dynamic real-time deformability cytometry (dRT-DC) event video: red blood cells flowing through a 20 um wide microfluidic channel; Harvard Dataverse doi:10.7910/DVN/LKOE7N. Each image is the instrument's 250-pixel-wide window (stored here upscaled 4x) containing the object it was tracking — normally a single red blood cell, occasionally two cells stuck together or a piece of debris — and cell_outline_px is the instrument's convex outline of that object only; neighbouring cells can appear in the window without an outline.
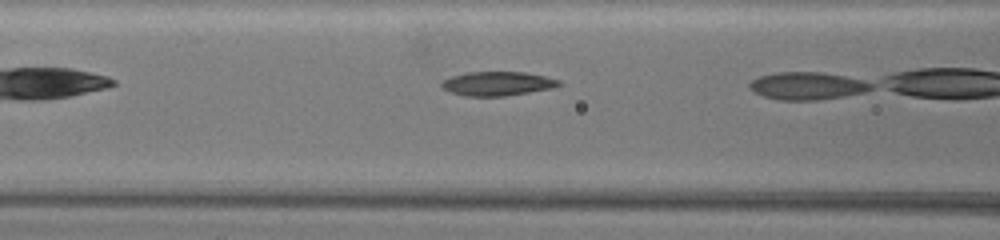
{"species": "common noctule bat (a hibernating species)", "species_latin": "Nyctalus noctula", "temperature_condition": "warm", "stored_images_in_passage": 9, "camera_frame_rate_fps": 3000, "um_per_image_px": 0.085, "animal": {"sex": "female", "body_mass_g": 19.5, "forearm_length_mm": 54.1}, "frame": {"image": 1, "passage_image": 3, "time_ms": 0.667, "image_size_px": [1000, 240], "cell_outline_px": [[564, 84], [552, 88], [504, 96], [464, 96], [452, 92], [444, 88], [440, 84], [444, 80], [452, 76], [464, 72], [524, 72], [544, 76], [560, 80]], "centroid_in_image_um": [42.3, 7.1], "position_along_channel_um": 124.3, "area_um2": 16.36}}